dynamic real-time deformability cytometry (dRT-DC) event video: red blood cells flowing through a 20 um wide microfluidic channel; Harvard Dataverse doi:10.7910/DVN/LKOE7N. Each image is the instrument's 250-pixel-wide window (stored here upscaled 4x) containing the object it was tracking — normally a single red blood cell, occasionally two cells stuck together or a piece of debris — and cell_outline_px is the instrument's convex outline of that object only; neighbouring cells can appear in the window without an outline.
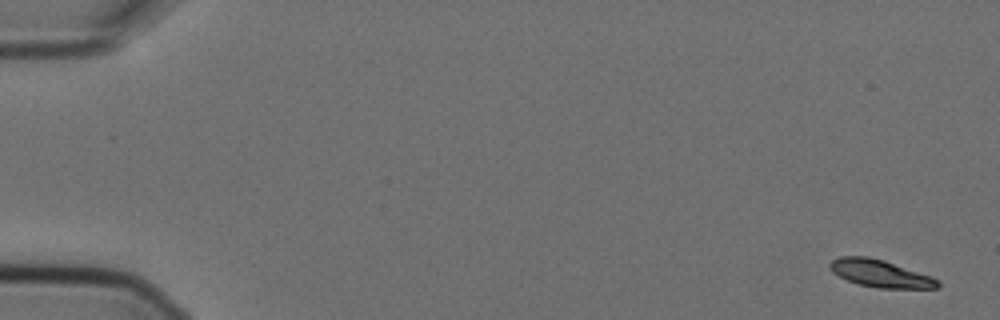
{"species": "Egyptian fruit bat (a non-hibernating species)", "species_latin": "Rousettus aegyptiacus", "temperature_condition": "cold", "stored_images_in_passage": 5, "camera_frame_rate_fps": 3000, "um_per_image_px": 0.085, "animal": {"sex": "female"}, "frame": {"image": 1, "passage_image": 1, "time_ms": 0.0, "image_size_px": [1000, 320], "cell_outline_px": [[940, 288], [876, 288], [860, 284], [848, 280], [832, 272], [828, 264], [832, 260], [840, 256], [868, 256], [884, 260], [932, 276], [940, 280]], "centroid_in_image_um": [74.85, 23.24], "position_along_channel_um": 10.1, "area_um2": 17.22}}
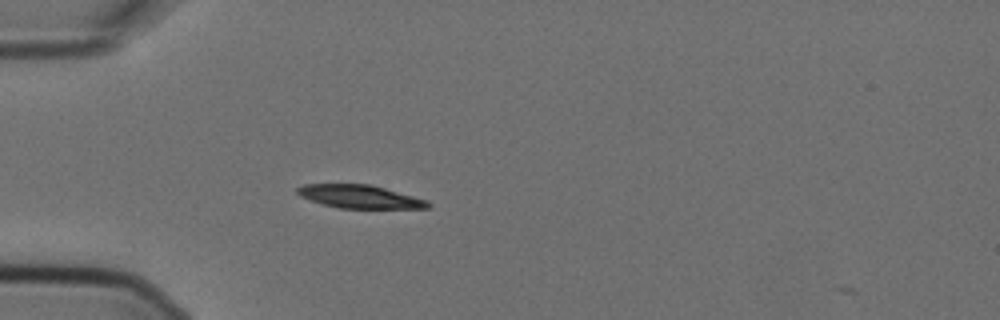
{"frame": {"image": 2, "passage_image": 5, "time_ms": 1.333, "image_size_px": [1000, 320], "cell_outline_px": [[432, 208], [340, 208], [320, 204], [300, 196], [296, 192], [296, 188], [304, 184], [372, 184], [428, 200], [432, 204]], "centroid_in_image_um": [30.6, 16.71], "position_along_channel_um": 54.4, "area_um2": 17.86}}